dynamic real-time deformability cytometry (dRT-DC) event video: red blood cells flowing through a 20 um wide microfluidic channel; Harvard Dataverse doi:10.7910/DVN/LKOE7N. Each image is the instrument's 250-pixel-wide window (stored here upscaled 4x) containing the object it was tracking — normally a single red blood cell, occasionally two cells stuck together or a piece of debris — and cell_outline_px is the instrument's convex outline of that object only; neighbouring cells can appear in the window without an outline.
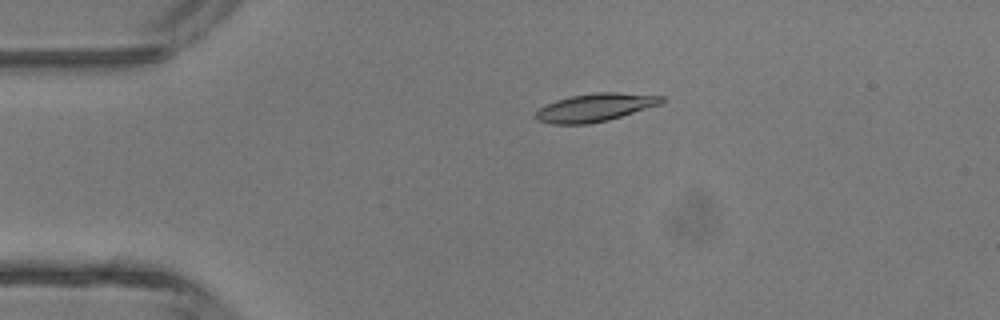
{"species": "common noctule bat (a hibernating species)", "species_latin": "Nyctalus noctula", "temperature_condition": "room temperature", "stored_images_in_passage": 4, "camera_frame_rate_fps": 3000, "um_per_image_px": 0.085, "animal": {"sex": "male", "body_mass_g": 13.3}, "frame": {"image": 1, "passage_image": 3, "time_ms": 0.667, "image_size_px": [1000, 320], "cell_outline_px": [[664, 100], [660, 104], [608, 120], [588, 124], [552, 124], [536, 120], [532, 116], [540, 108], [556, 100], [572, 96], [596, 92], [616, 92], [664, 96]], "centroid_in_image_um": [50.55, 9.14], "position_along_channel_um": 34.5, "area_um2": 20.4}}